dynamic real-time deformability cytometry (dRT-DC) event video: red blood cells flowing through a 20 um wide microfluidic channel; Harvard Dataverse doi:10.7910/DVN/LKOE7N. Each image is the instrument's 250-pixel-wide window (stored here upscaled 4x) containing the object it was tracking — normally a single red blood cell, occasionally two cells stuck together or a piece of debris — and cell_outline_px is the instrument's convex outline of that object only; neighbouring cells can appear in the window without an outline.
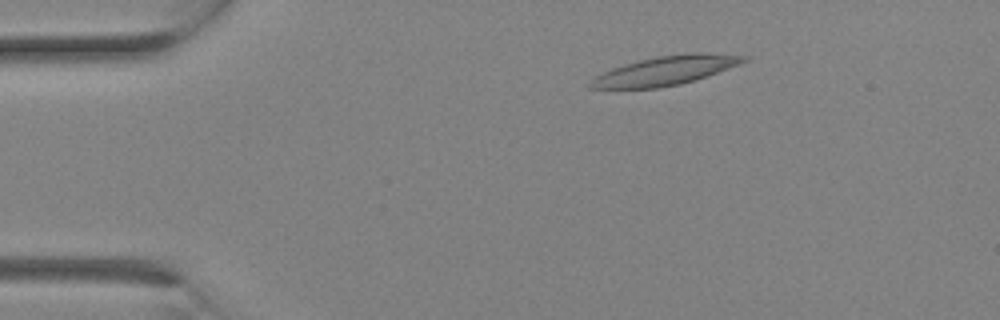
{"species": "Egyptian fruit bat (a non-hibernating species)", "species_latin": "Rousettus aegyptiacus", "temperature_condition": "room temperature", "stored_images_in_passage": 9, "camera_frame_rate_fps": 3000, "um_per_image_px": 0.085, "animal": {"sex": "female"}, "frame": {"image": 1, "passage_image": 4, "time_ms": 1.0, "image_size_px": [1000, 320], "cell_outline_px": [[752, 56], [748, 60], [740, 64], [696, 80], [680, 84], [656, 88], [588, 88], [588, 80], [612, 68], [624, 64], [656, 56], [692, 52], [708, 52]], "centroid_in_image_um": [56.61, 5.98], "position_along_channel_um": 28.4, "area_um2": 26.13}}
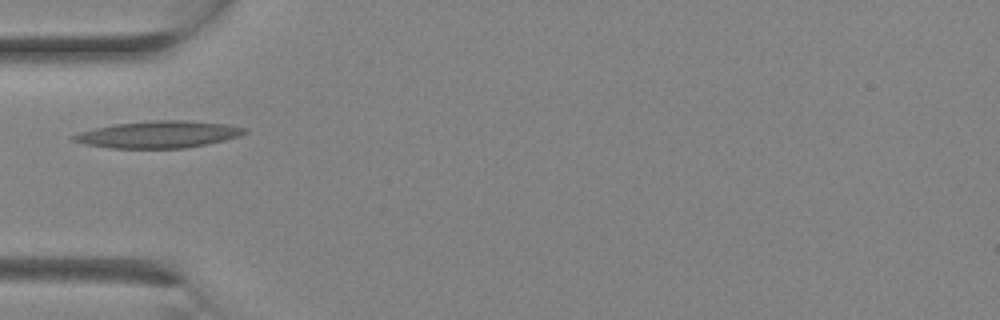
{"frame": {"image": 2, "passage_image": 8, "time_ms": 2.333, "image_size_px": [1000, 320], "cell_outline_px": [[248, 132], [240, 136], [208, 144], [184, 148], [108, 148], [84, 144], [72, 140], [72, 136], [80, 132], [96, 128], [116, 124], [156, 120], [188, 120], [228, 124], [248, 128]], "centroid_in_image_um": [13.53, 11.43], "position_along_channel_um": 71.5, "area_um2": 26.88}}